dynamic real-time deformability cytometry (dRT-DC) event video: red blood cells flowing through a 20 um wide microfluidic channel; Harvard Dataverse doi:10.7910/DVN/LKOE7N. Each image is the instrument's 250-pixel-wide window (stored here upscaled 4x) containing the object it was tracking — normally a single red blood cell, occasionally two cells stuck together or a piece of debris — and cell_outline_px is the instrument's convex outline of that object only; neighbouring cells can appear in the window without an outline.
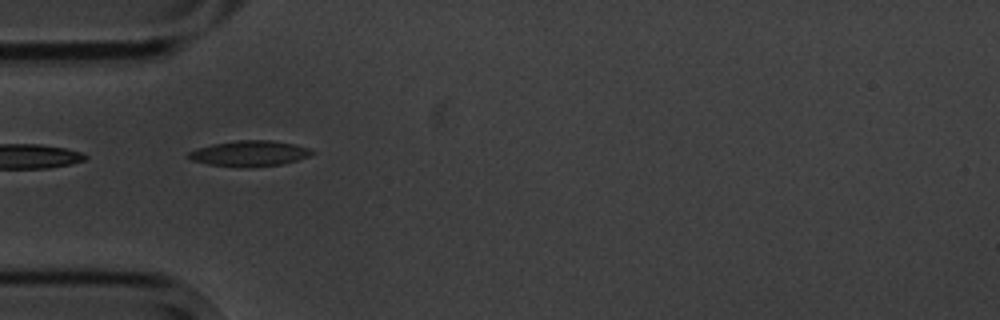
{"species": "common noctule bat (a hibernating species)", "species_latin": "Nyctalus noctula", "temperature_condition": "cold", "stored_images_in_passage": 5, "camera_frame_rate_fps": 3000, "um_per_image_px": 0.085, "animal": {"sex": "male", "body_mass_g": 20.1, "forearm_length_mm": 53.5}, "frame": {"image": 1, "passage_image": 5, "time_ms": 4.667, "image_size_px": [1000, 320], "cell_outline_px": [[316, 152], [308, 156], [296, 160], [280, 164], [252, 168], [240, 168], [208, 164], [192, 160], [184, 156], [188, 152], [196, 148], [212, 144], [236, 140], [272, 140], [296, 144], [308, 148]], "centroid_in_image_um": [21.16, 13.05], "position_along_channel_um": 63.8, "area_um2": 18.73}}